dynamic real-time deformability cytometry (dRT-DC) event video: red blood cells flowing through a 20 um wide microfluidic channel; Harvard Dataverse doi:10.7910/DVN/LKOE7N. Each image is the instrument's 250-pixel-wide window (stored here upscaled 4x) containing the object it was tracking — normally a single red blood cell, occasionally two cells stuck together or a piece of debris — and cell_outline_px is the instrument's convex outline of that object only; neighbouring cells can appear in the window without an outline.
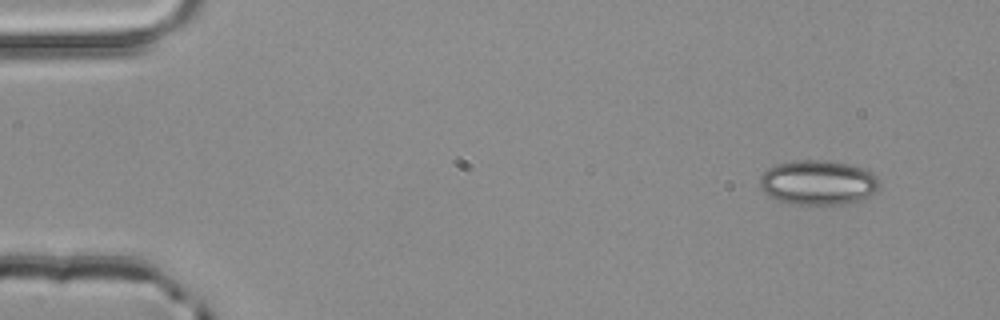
{"species": "common noctule bat (a hibernating species)", "species_latin": "Nyctalus noctula", "temperature_condition": "room temperature", "stored_images_in_passage": 4, "segment_of_instrument_passage": [2, 2], "camera_frame_rate_fps": 3000, "um_per_image_px": 0.085, "animal": {"sex": "male", "body_mass_g": 20.4}, "frame": {"image": 1, "passage_image": 4, "time_ms": 1.0, "image_size_px": [1000, 320], "cell_outline_px": [[880, 184], [876, 192], [860, 200], [820, 208], [788, 204], [768, 196], [764, 192], [760, 184], [760, 176], [768, 168], [776, 164], [796, 160], [824, 160], [848, 164], [872, 172], [880, 180]], "centroid_in_image_um": [69.52, 15.56], "position_along_channel_um": 15.5, "area_um2": 31.91}}